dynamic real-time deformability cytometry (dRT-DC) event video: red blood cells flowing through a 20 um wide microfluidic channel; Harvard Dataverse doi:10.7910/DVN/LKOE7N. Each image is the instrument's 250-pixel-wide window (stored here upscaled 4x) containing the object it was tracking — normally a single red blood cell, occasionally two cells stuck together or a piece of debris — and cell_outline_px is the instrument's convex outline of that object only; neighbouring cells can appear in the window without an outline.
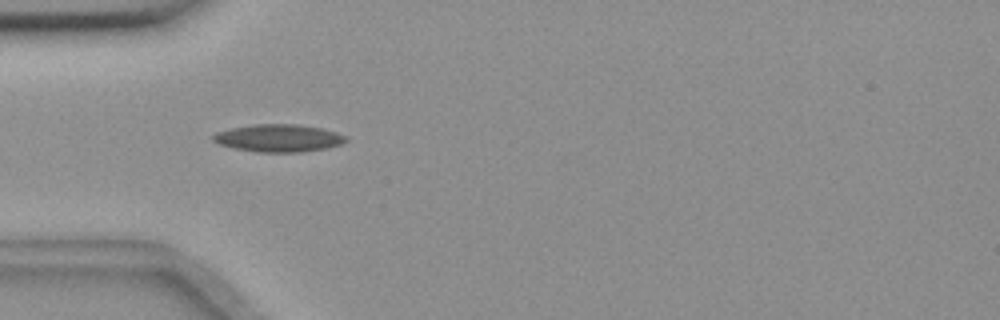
{"species": "common noctule bat (a hibernating species)", "species_latin": "Nyctalus noctula", "temperature_condition": "room temperature", "stored_images_in_passage": 9, "camera_frame_rate_fps": 3000, "um_per_image_px": 0.085, "animal": {"sex": "female", "body_mass_g": 18.4}, "frame": {"image": 1, "passage_image": 6, "time_ms": 1.667, "image_size_px": [1000, 320], "cell_outline_px": [[348, 140], [340, 144], [328, 148], [300, 152], [256, 152], [232, 148], [220, 144], [212, 140], [212, 136], [216, 132], [232, 128], [256, 124], [296, 124], [324, 128], [348, 136]], "centroid_in_image_um": [23.71, 11.74], "position_along_channel_um": 61.3, "area_um2": 21.44}}
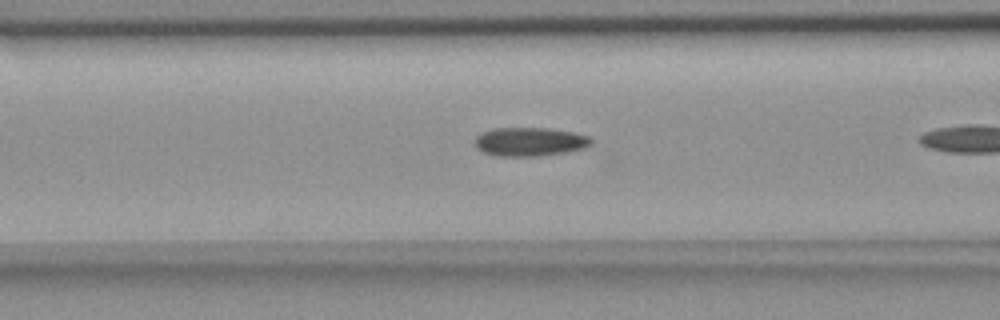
{"frame": {"image": 2, "passage_image": 8, "time_ms": 2.333, "image_size_px": [1000, 320], "cell_outline_px": [[592, 144], [584, 148], [564, 152], [536, 156], [496, 156], [484, 152], [476, 148], [476, 136], [484, 132], [496, 128], [548, 128], [572, 132], [588, 136], [592, 140]], "centroid_in_image_um": [45.03, 12.05], "position_along_channel_um": 121.6, "area_um2": 19.25}}